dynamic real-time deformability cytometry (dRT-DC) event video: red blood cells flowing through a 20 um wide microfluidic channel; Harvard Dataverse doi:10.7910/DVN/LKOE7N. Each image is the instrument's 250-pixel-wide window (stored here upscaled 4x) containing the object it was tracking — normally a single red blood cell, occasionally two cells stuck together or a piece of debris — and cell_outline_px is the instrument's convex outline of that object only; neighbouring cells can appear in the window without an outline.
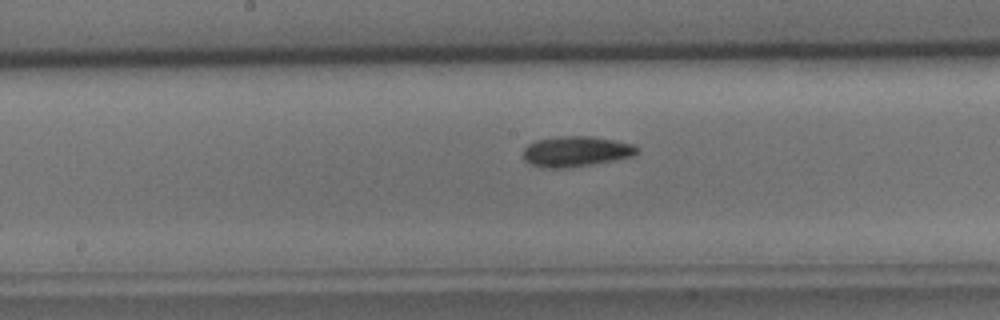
{"species": "common noctule bat (a hibernating species)", "species_latin": "Nyctalus noctula", "temperature_condition": "cold", "stored_images_in_passage": 32, "camera_frame_rate_fps": 3000, "um_per_image_px": 0.085, "animal": {"sex": "male", "body_mass_g": 15.6}, "frame": {"image": 1, "passage_image": 19, "time_ms": 6.0, "image_size_px": [1000, 320], "cell_outline_px": [[640, 152], [636, 156], [592, 164], [568, 168], [544, 168], [532, 164], [524, 160], [524, 148], [528, 144], [536, 140], [560, 136], [592, 136], [632, 144], [640, 148]], "centroid_in_image_um": [48.99, 12.87], "position_along_channel_um": 199.2, "area_um2": 20.29}}